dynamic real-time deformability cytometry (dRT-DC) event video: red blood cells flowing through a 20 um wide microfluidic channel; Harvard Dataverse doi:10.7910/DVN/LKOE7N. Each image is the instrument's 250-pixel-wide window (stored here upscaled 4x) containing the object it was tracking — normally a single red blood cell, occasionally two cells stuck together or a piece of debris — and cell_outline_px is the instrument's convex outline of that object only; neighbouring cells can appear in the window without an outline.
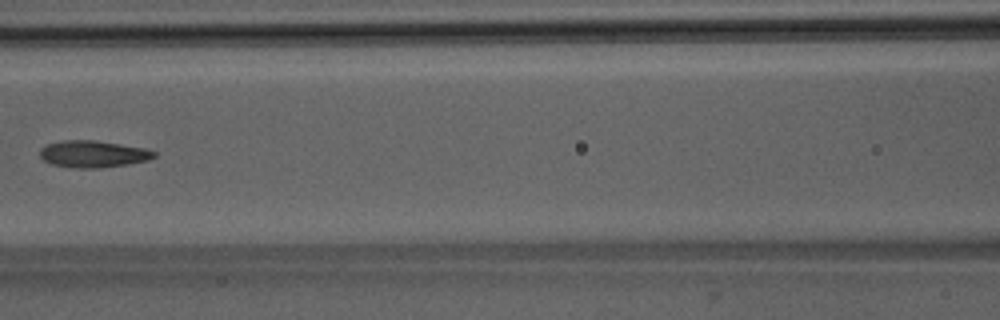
{"species": "Egyptian fruit bat (a non-hibernating species)", "species_latin": "Rousettus aegyptiacus", "temperature_condition": "room temperature", "stored_images_in_passage": 8, "camera_frame_rate_fps": 3000, "um_per_image_px": 0.085, "animal": {"sex": "male"}, "frame": {"image": 1, "passage_image": 7, "time_ms": 7.0, "image_size_px": [1000, 320], "cell_outline_px": [[156, 156], [148, 160], [128, 164], [96, 168], [76, 168], [52, 164], [44, 160], [40, 156], [40, 148], [48, 144], [64, 140], [96, 140], [144, 148], [156, 152]], "centroid_in_image_um": [7.91, 13.09], "position_along_channel_um": 158.7, "area_um2": 17.74}}